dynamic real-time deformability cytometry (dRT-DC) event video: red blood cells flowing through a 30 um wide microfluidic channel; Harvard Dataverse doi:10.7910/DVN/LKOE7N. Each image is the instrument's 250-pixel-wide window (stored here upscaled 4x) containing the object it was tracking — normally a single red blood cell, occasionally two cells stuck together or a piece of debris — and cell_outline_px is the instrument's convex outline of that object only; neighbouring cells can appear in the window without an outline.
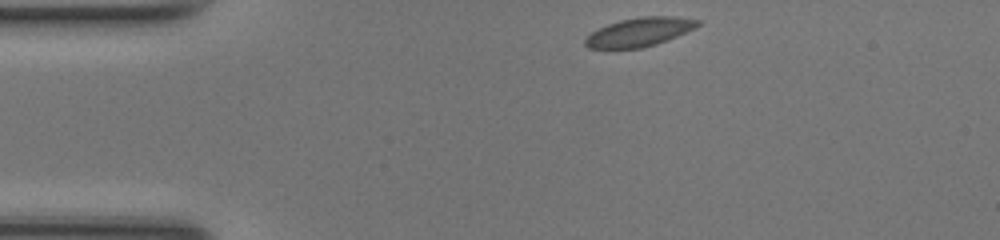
{"species": "common noctule bat (a hibernating species)", "species_latin": "Nyctalus noctula", "temperature_condition": "room temperature", "stored_images_in_passage": 41, "camera_frame_rate_fps": 3000, "um_per_image_px": 0.085, "animal": {"sex": "female", "body_mass_g": 17.0, "forearm_length_mm": 48.0}, "frame": {"image": 1, "passage_image": 1, "time_ms": 0.0, "image_size_px": [1000, 240], "cell_outline_px": [[700, 24], [696, 28], [656, 44], [640, 48], [588, 48], [584, 44], [584, 40], [592, 32], [608, 24], [620, 20], [640, 16], [672, 16], [700, 20]], "centroid_in_image_um": [54.36, 2.71], "position_along_channel_um": 30.6, "area_um2": 18.67}}
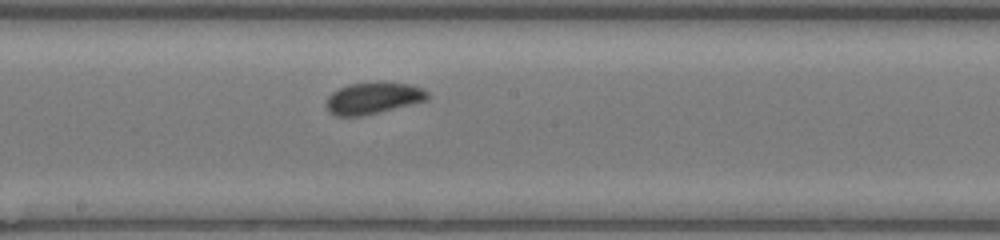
{"frame": {"image": 2, "passage_image": 18, "time_ms": 5.667, "image_size_px": [1000, 240], "cell_outline_px": [[428, 100], [364, 116], [336, 116], [328, 108], [328, 96], [332, 92], [348, 84], [408, 84], [420, 88], [428, 92]], "centroid_in_image_um": [31.73, 8.38], "position_along_channel_um": 216.5, "area_um2": 17.92}}
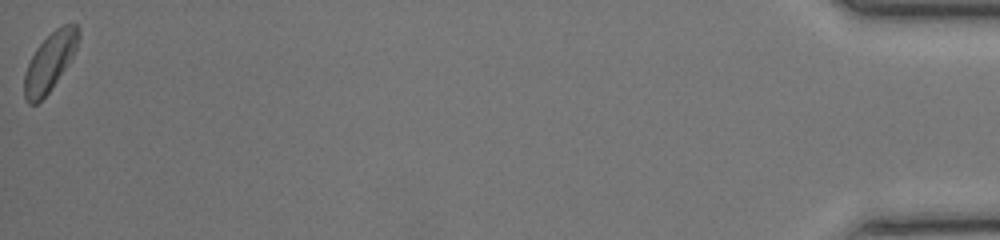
{"frame": {"image": 3, "passage_image": 41, "time_ms": 13.333, "image_size_px": [1000, 240], "cell_outline_px": [[80, 36], [76, 48], [68, 64], [52, 88], [36, 104], [28, 104], [24, 100], [24, 76], [28, 64], [36, 48], [56, 28], [64, 24], [76, 24], [80, 28]], "centroid_in_image_um": [4.24, 5.26], "position_along_channel_um": 431.0, "area_um2": 18.21}, "authors_computed_cell_mechanics": {"area_um2": 18.207, "velocity_mm_per_s": 4.1874, "shape_relaxation_time_tau1_ms": 1.4108, "shape_relaxation_time_tau2_ms": null, "deformation_change_tau1": 0.0602, "deformation_change_tau2": null}}